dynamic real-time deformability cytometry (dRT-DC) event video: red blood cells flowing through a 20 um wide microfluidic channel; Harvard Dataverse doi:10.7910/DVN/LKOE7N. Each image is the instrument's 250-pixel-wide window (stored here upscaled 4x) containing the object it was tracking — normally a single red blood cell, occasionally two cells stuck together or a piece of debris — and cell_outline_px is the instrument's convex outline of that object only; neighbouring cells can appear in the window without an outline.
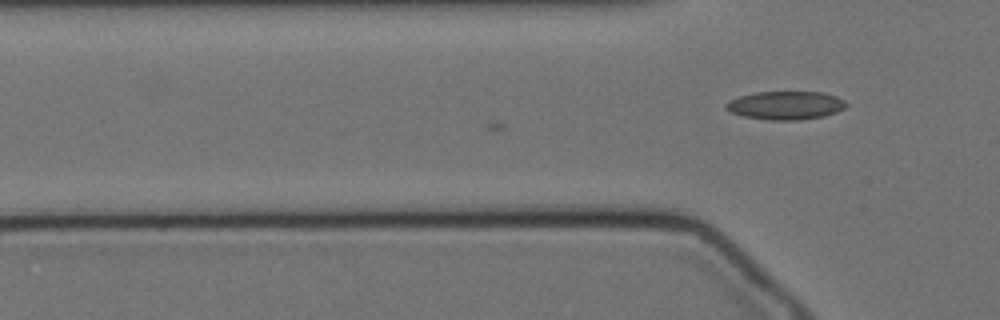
{"species": "Egyptian fruit bat (a non-hibernating species)", "species_latin": "Rousettus aegyptiacus", "temperature_condition": "cold", "stored_images_in_passage": 2, "camera_frame_rate_fps": 3000, "um_per_image_px": 0.085, "animal": {"sex": "female"}, "frame": {"image": 1, "passage_image": 2, "time_ms": 0.333, "image_size_px": [1000, 320], "cell_outline_px": [[848, 104], [844, 108], [836, 112], [824, 116], [800, 120], [768, 120], [744, 116], [732, 112], [724, 108], [724, 104], [728, 100], [740, 96], [756, 92], [824, 92], [836, 96], [844, 100]], "centroid_in_image_um": [66.77, 8.95], "position_along_channel_um": 59.0, "area_um2": 19.94}}